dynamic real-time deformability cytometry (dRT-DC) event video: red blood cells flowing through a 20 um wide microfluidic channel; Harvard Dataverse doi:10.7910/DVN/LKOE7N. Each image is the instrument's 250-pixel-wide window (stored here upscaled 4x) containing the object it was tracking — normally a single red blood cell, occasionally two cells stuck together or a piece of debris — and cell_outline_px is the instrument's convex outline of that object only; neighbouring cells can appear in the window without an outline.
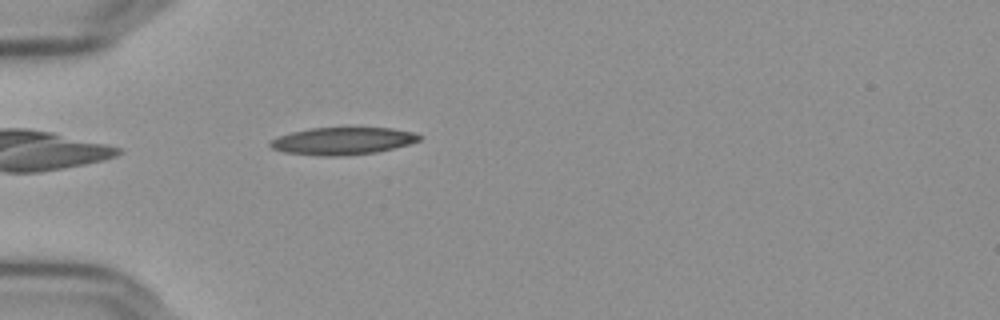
{"species": "Egyptian fruit bat (a non-hibernating species)", "species_latin": "Rousettus aegyptiacus", "temperature_condition": "cold", "stored_images_in_passage": 41, "camera_frame_rate_fps": 3000, "um_per_image_px": 0.085, "frame": {"image": 1, "passage_image": 2, "time_ms": 0.333, "image_size_px": [1000, 320], "cell_outline_px": [[420, 140], [408, 144], [376, 152], [344, 156], [320, 156], [284, 152], [272, 148], [268, 144], [276, 136], [308, 128], [392, 128], [412, 132], [420, 136]], "centroid_in_image_um": [29.07, 11.98], "position_along_channel_um": 55.9, "area_um2": 23.64}}
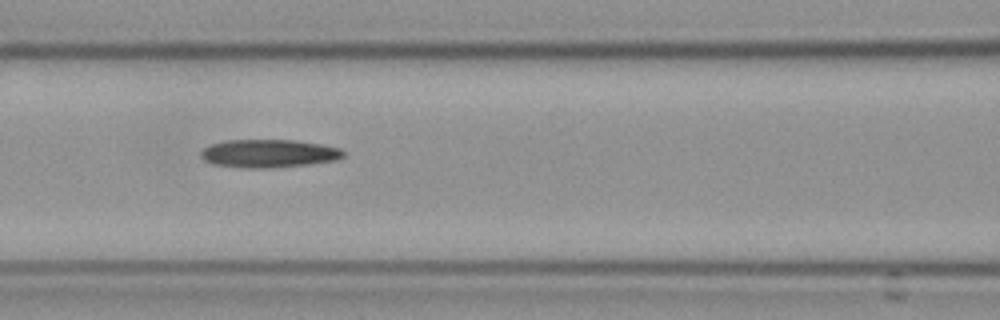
{"frame": {"image": 2, "passage_image": 10, "time_ms": 3.0, "image_size_px": [1000, 320], "cell_outline_px": [[344, 156], [336, 160], [308, 164], [272, 168], [244, 168], [212, 164], [204, 160], [200, 156], [200, 152], [204, 148], [212, 144], [224, 140], [296, 140], [320, 144], [340, 148], [344, 152]], "centroid_in_image_um": [22.82, 13.05], "position_along_channel_um": 143.8, "area_um2": 23.41}}
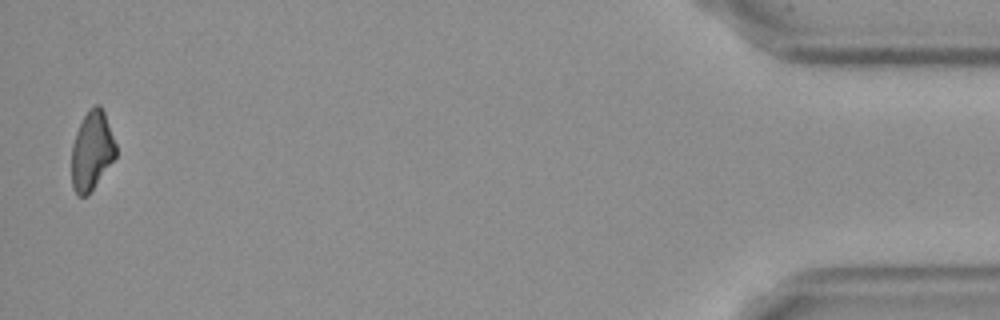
{"frame": {"image": 3, "passage_image": 40, "time_ms": 13.0, "image_size_px": [1000, 320], "cell_outline_px": [[116, 156], [88, 196], [80, 196], [72, 188], [72, 144], [76, 132], [84, 116], [96, 104], [100, 104], [104, 112], [116, 144]], "centroid_in_image_um": [7.8, 12.84], "position_along_channel_um": 427.4, "area_um2": 20.11}, "authors_computed_cell_mechanics": {"area_um2": 23.0044, "velocity_mm_per_s": 3.6559, "shape_relaxation_time_tau1_ms": 6.4007, "shape_relaxation_time_tau2_ms": null, "deformation_change_tau1": 0.1722, "deformation_change_tau2": null}}